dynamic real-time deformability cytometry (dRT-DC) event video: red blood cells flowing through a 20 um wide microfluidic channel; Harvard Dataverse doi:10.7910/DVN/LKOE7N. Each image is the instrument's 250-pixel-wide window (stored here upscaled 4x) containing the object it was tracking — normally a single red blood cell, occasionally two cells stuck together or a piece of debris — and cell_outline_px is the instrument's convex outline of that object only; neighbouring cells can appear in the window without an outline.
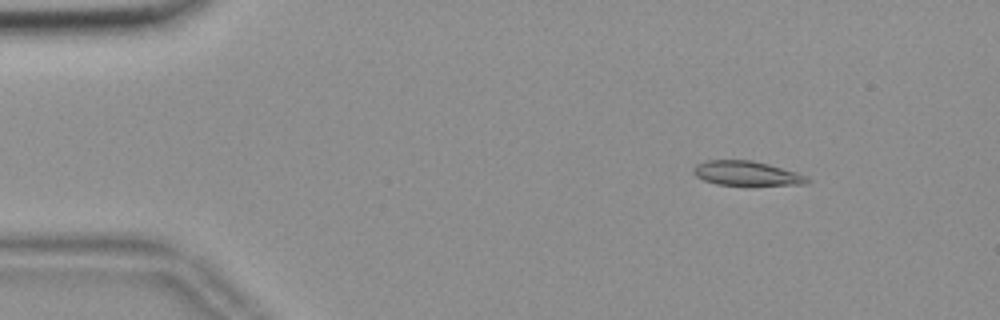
{"species": "common noctule bat (a hibernating species)", "species_latin": "Nyctalus noctula", "temperature_condition": "room temperature", "stored_images_in_passage": 54, "camera_frame_rate_fps": 3000, "um_per_image_px": 0.085, "animal": {"sex": "female", "body_mass_g": 18.4}, "frame": {"image": 1, "passage_image": 6, "time_ms": 1.667, "image_size_px": [1000, 320], "cell_outline_px": [[812, 180], [808, 184], [752, 188], [716, 184], [704, 180], [696, 176], [692, 172], [692, 168], [696, 164], [708, 160], [752, 160], [768, 164], [796, 172], [808, 176]], "centroid_in_image_um": [63.53, 14.8], "position_along_channel_um": 21.5, "area_um2": 17.34}}
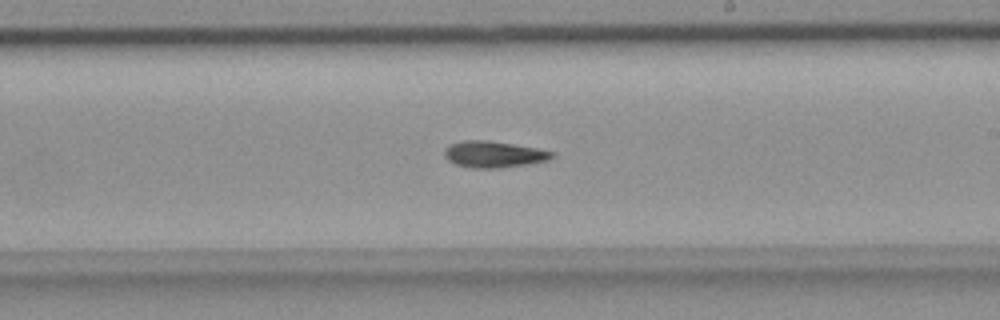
{"frame": {"image": 2, "passage_image": 31, "time_ms": 10.0, "image_size_px": [1000, 320], "cell_outline_px": [[556, 156], [548, 160], [528, 164], [500, 168], [472, 168], [456, 164], [448, 160], [444, 156], [444, 148], [452, 144], [464, 140], [488, 140], [536, 148], [556, 152]], "centroid_in_image_um": [41.99, 13.12], "position_along_channel_um": 247.0, "area_um2": 16.59}}
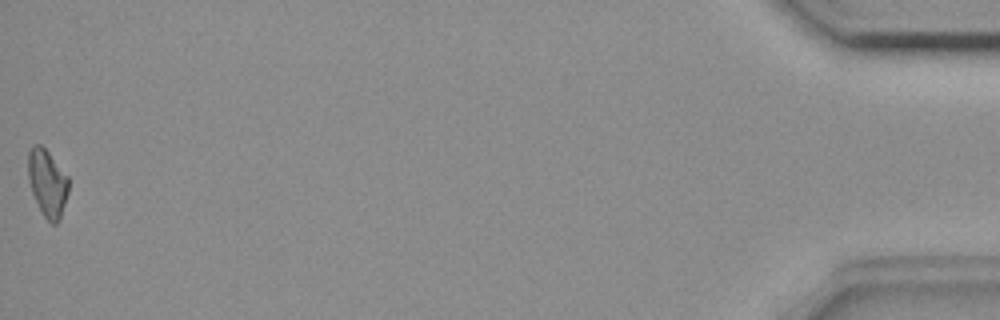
{"frame": {"image": 3, "passage_image": 54, "time_ms": 17.667, "image_size_px": [1000, 320], "cell_outline_px": [[68, 192], [60, 220], [56, 224], [52, 224], [44, 216], [32, 192], [28, 176], [28, 152], [32, 144], [40, 144], [48, 152], [68, 176]], "centroid_in_image_um": [4.03, 15.54], "position_along_channel_um": 431.2, "area_um2": 15.66}}